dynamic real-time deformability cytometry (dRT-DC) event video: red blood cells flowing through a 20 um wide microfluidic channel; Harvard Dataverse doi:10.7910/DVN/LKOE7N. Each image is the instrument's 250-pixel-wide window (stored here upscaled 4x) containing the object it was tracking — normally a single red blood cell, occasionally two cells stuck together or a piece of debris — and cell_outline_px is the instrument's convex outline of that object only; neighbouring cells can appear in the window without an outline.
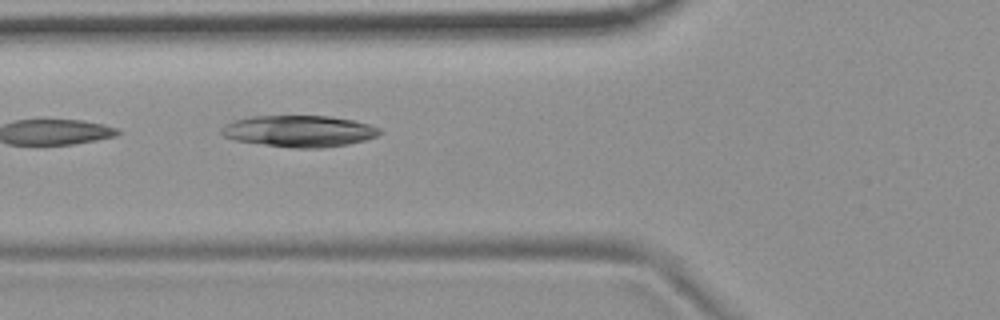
{"species": "common noctule bat (a hibernating species)", "species_latin": "Nyctalus noctula", "temperature_condition": "room temperature", "stored_images_in_passage": 13, "camera_frame_rate_fps": 3000, "um_per_image_px": 0.085, "animal": {"sex": "female", "body_mass_g": 19.9}, "frame": {"image": 1, "passage_image": 4, "time_ms": 1.0, "image_size_px": [1000, 320], "cell_outline_px": [[384, 132], [376, 136], [364, 140], [348, 144], [320, 148], [292, 148], [236, 140], [224, 136], [220, 132], [220, 128], [224, 124], [236, 120], [252, 116], [332, 116], [352, 120], [368, 124], [380, 128]], "centroid_in_image_um": [25.44, 11.14], "position_along_channel_um": 100.4, "area_um2": 28.96}}
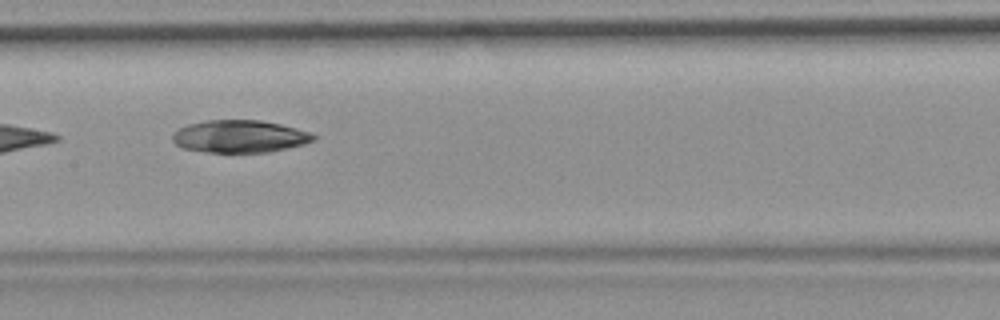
{"frame": {"image": 2, "passage_image": 6, "time_ms": 1.667, "image_size_px": [1000, 320], "cell_outline_px": [[316, 140], [304, 144], [288, 148], [268, 152], [208, 152], [184, 148], [176, 144], [172, 140], [172, 136], [180, 128], [188, 124], [204, 120], [260, 120], [280, 124], [312, 132], [316, 136]], "centroid_in_image_um": [20.41, 11.59], "position_along_channel_um": 187.0, "area_um2": 26.65}}
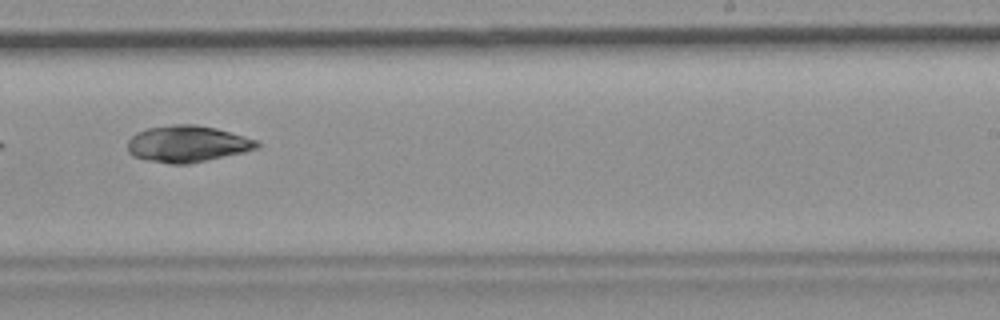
{"frame": {"image": 3, "passage_image": 8, "time_ms": 2.333, "image_size_px": [1000, 320], "cell_outline_px": [[260, 144], [256, 148], [244, 152], [188, 164], [172, 164], [148, 160], [132, 156], [128, 152], [128, 140], [136, 132], [148, 128], [176, 124], [196, 124], [216, 128], [244, 136], [256, 140]], "centroid_in_image_um": [15.9, 12.23], "position_along_channel_um": 273.1, "area_um2": 27.4}}